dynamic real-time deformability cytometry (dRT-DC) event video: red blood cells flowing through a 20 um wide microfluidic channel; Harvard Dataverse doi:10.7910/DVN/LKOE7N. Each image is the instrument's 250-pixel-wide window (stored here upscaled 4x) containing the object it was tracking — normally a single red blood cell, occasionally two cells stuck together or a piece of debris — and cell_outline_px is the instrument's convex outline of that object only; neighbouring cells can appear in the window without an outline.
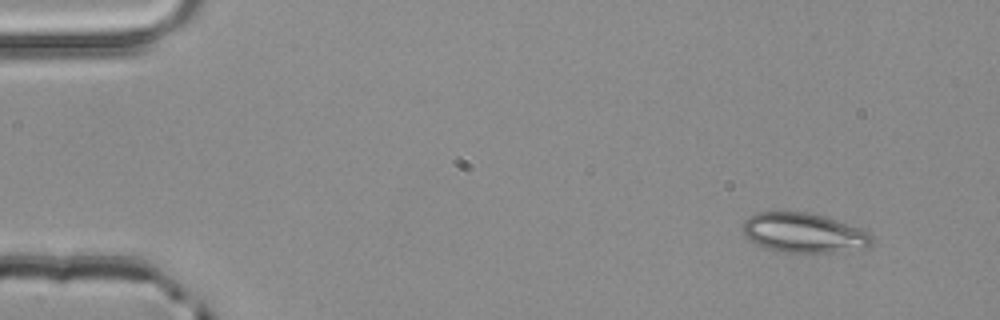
{"species": "common noctule bat (a hibernating species)", "species_latin": "Nyctalus noctula", "temperature_condition": "room temperature", "stored_images_in_passage": 3, "camera_frame_rate_fps": 3000, "um_per_image_px": 0.085, "animal": {"sex": "male", "body_mass_g": 20.4}, "frame": {"image": 1, "passage_image": 1, "time_ms": 0.0, "image_size_px": [1000, 320], "cell_outline_px": [[872, 244], [868, 248], [840, 252], [784, 252], [768, 248], [756, 244], [744, 236], [744, 220], [748, 216], [756, 212], [808, 212], [824, 216], [860, 228], [868, 232], [872, 236]], "centroid_in_image_um": [68.34, 19.79], "position_along_channel_um": 16.7, "area_um2": 29.82}}